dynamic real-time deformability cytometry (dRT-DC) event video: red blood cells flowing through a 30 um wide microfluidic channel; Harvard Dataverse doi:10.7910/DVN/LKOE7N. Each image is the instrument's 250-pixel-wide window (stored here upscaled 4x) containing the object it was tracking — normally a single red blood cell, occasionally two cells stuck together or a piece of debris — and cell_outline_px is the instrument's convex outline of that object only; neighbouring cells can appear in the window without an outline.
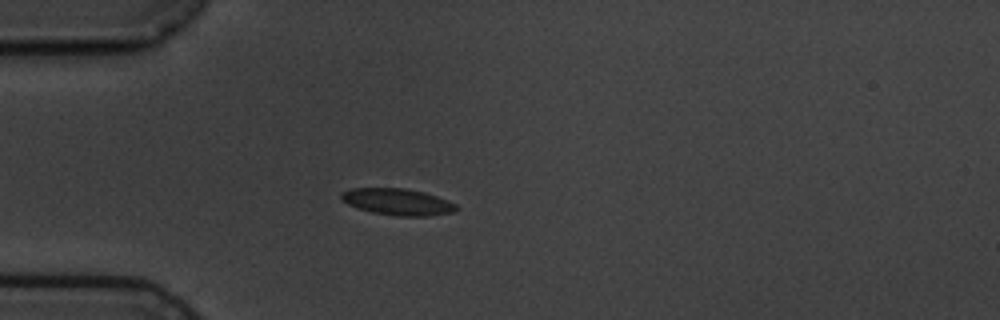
{"species": "common noctule bat (a hibernating species)", "species_latin": "Nyctalus noctula", "temperature_condition": "cold", "stored_images_in_passage": 4, "camera_frame_rate_fps": 3000, "um_per_image_px": 0.085, "animal": {"sex": "male", "body_mass_g": 19.5, "forearm_length_mm": 54.6}, "frame": {"image": 1, "passage_image": 4, "time_ms": 3.333, "image_size_px": [1000, 320], "cell_outline_px": [[460, 208], [456, 212], [428, 216], [396, 216], [372, 212], [356, 208], [348, 204], [340, 196], [340, 192], [352, 188], [404, 188], [424, 192], [448, 200], [456, 204]], "centroid_in_image_um": [33.83, 17.16], "position_along_channel_um": 51.2, "area_um2": 17.98}}